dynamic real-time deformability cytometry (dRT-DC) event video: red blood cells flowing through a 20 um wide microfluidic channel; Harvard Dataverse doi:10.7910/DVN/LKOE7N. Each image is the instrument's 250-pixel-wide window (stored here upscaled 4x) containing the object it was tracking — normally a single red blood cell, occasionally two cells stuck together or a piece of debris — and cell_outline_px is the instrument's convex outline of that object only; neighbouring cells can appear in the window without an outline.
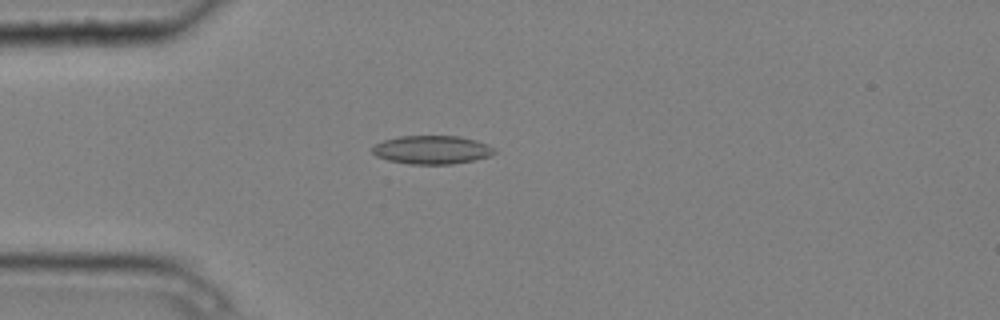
{"species": "common noctule bat (a hibernating species)", "species_latin": "Nyctalus noctula", "temperature_condition": "cold", "stored_images_in_passage": 4, "camera_frame_rate_fps": 3000, "um_per_image_px": 0.085, "animal": {"sex": "male", "body_mass_g": 20.4}, "frame": {"image": 1, "passage_image": 4, "time_ms": 1.0, "image_size_px": [1000, 320], "cell_outline_px": [[496, 152], [488, 156], [476, 160], [452, 164], [408, 164], [388, 160], [376, 156], [372, 152], [372, 148], [376, 144], [384, 140], [400, 136], [460, 136], [476, 140], [488, 144], [496, 148]], "centroid_in_image_um": [36.74, 12.73], "position_along_channel_um": 48.3, "area_um2": 20.35}}